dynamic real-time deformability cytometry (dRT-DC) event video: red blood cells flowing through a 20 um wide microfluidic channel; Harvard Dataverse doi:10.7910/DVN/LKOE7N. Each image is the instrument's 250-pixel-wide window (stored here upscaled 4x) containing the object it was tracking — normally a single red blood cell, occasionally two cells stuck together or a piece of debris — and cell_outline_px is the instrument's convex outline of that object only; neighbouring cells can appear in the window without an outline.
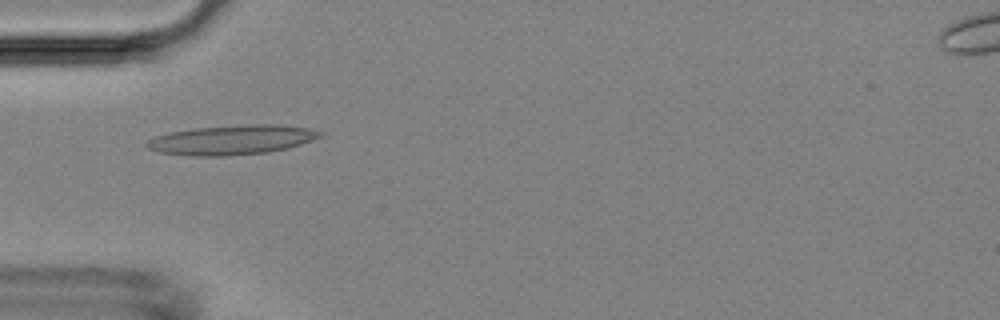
{"species": "Egyptian fruit bat (a non-hibernating species)", "species_latin": "Rousettus aegyptiacus", "temperature_condition": "room temperature", "stored_images_in_passage": 6, "camera_frame_rate_fps": 3000, "um_per_image_px": 0.085, "animal": {"sex": "female"}, "frame": {"image": 1, "passage_image": 5, "time_ms": 4.667, "image_size_px": [1000, 320], "cell_outline_px": [[324, 136], [288, 148], [268, 152], [228, 156], [192, 156], [160, 152], [148, 148], [144, 144], [152, 136], [168, 132], [192, 128], [248, 124], [280, 124], [308, 128], [324, 132]], "centroid_in_image_um": [19.7, 11.88], "position_along_channel_um": 65.3, "area_um2": 30.23}}